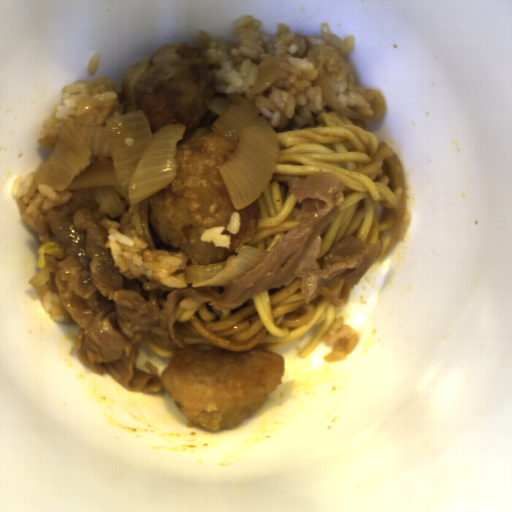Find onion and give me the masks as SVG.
Segmentation results:
<instances>
[{"mask_svg":"<svg viewBox=\"0 0 512 512\" xmlns=\"http://www.w3.org/2000/svg\"><path fill=\"white\" fill-rule=\"evenodd\" d=\"M186 126L168 124L152 133L142 110L106 120L63 126L56 146L34 180L54 191H74L71 214L82 208L115 219L139 204L143 235L156 249L149 221V197L170 183Z\"/></svg>","mask_w":512,"mask_h":512,"instance_id":"obj_1","label":"onion"},{"mask_svg":"<svg viewBox=\"0 0 512 512\" xmlns=\"http://www.w3.org/2000/svg\"><path fill=\"white\" fill-rule=\"evenodd\" d=\"M271 250L244 246L237 255L207 265H188L184 272L189 288L228 287L236 279L257 268Z\"/></svg>","mask_w":512,"mask_h":512,"instance_id":"obj_3","label":"onion"},{"mask_svg":"<svg viewBox=\"0 0 512 512\" xmlns=\"http://www.w3.org/2000/svg\"><path fill=\"white\" fill-rule=\"evenodd\" d=\"M280 78L275 60L263 62L247 96L232 94L223 114L212 124L217 136L237 141V148L218 170L235 210H241L269 187L281 146L279 136L252 97L270 88Z\"/></svg>","mask_w":512,"mask_h":512,"instance_id":"obj_2","label":"onion"},{"mask_svg":"<svg viewBox=\"0 0 512 512\" xmlns=\"http://www.w3.org/2000/svg\"><path fill=\"white\" fill-rule=\"evenodd\" d=\"M381 167L383 175H388L390 183L387 185L393 193L397 188H402V196L397 206L394 207L393 225L391 236L383 250L387 256L399 240H402L407 224L408 201L405 181L404 166L399 156L393 152L392 156L382 159Z\"/></svg>","mask_w":512,"mask_h":512,"instance_id":"obj_4","label":"onion"},{"mask_svg":"<svg viewBox=\"0 0 512 512\" xmlns=\"http://www.w3.org/2000/svg\"><path fill=\"white\" fill-rule=\"evenodd\" d=\"M319 86L322 91L323 101H326L327 106L337 111L338 113L344 115L347 118H351L358 121H377L384 119L387 105L385 97L380 93L372 89H366L364 98L367 101H370L372 104V116L361 115L357 112L350 110L346 107L342 102H340L328 79L324 73H319V75L312 81V87Z\"/></svg>","mask_w":512,"mask_h":512,"instance_id":"obj_5","label":"onion"}]
</instances>
